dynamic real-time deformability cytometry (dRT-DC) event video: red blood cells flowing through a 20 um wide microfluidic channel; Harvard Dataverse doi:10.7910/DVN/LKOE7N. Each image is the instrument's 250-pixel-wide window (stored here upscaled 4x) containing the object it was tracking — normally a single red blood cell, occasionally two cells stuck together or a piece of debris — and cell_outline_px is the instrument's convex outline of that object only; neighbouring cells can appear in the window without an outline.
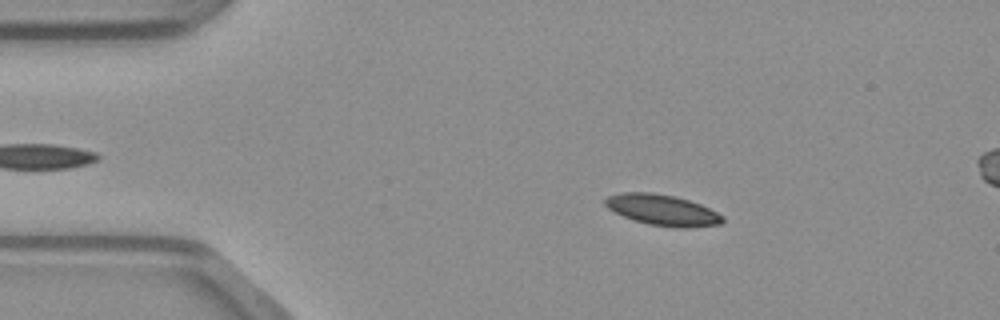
{"species": "common noctule bat (a hibernating species)", "species_latin": "Nyctalus noctula", "temperature_condition": "warm", "stored_images_in_passage": 41, "camera_frame_rate_fps": 3000, "um_per_image_px": 0.085, "animal": {"sex": "male", "body_mass_g": 23.1, "forearm_length_mm": 52.7}, "frame": {"image": 1, "passage_image": 8, "time_ms": 2.333, "image_size_px": [1000, 320], "cell_outline_px": [[724, 220], [720, 224], [684, 228], [676, 228], [648, 224], [632, 220], [608, 208], [604, 204], [604, 200], [608, 196], [624, 192], [652, 192], [676, 196], [700, 204], [724, 216]], "centroid_in_image_um": [56.3, 17.85], "position_along_channel_um": 28.7, "area_um2": 21.1}}
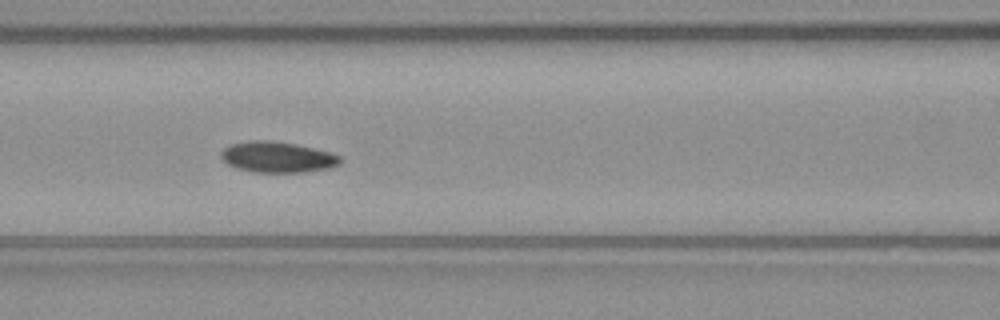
{"frame": {"image": 2, "passage_image": 20, "time_ms": 6.333, "image_size_px": [1000, 320], "cell_outline_px": [[340, 164], [332, 168], [304, 172], [252, 172], [236, 168], [228, 164], [220, 156], [220, 152], [224, 148], [232, 144], [252, 140], [268, 140], [296, 144], [332, 152], [340, 156]], "centroid_in_image_um": [23.6, 13.36], "position_along_channel_um": 143.0, "area_um2": 21.5}}
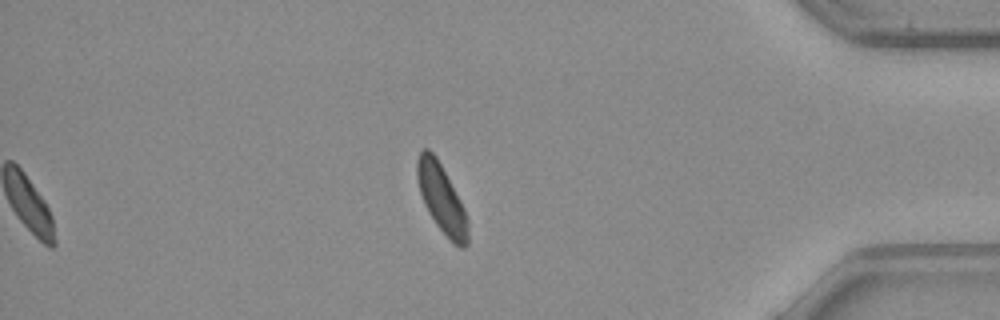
{"frame": {"image": 3, "passage_image": 41, "time_ms": 13.333, "image_size_px": [1000, 320], "cell_outline_px": [[468, 244], [464, 248], [460, 248], [436, 224], [428, 212], [424, 204], [420, 192], [416, 176], [416, 160], [420, 152], [424, 148], [428, 148], [436, 156], [460, 200], [464, 208], [468, 220]], "centroid_in_image_um": [37.52, 16.86], "position_along_channel_um": 397.7, "area_um2": 20.0}}